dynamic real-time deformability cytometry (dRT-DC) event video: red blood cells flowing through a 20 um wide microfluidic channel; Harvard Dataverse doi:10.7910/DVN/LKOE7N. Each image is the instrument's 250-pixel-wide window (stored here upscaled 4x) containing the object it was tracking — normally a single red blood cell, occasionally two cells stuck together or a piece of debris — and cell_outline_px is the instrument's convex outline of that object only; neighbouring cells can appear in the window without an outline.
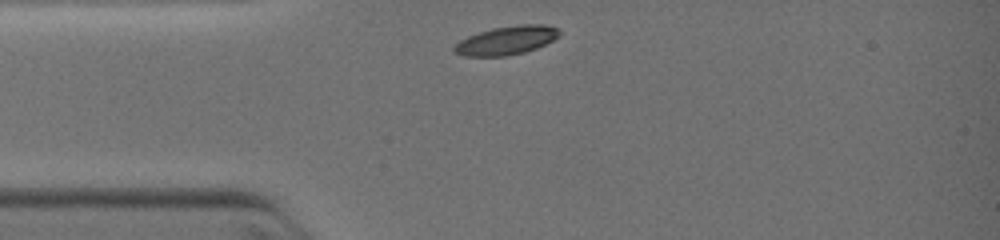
{"species": "common noctule bat (a hibernating species)", "species_latin": "Nyctalus noctula", "temperature_condition": "warm", "stored_images_in_passage": 19, "camera_frame_rate_fps": 3000, "um_per_image_px": 0.085, "animal": {"sex": "female", "body_mass_g": 19.0, "forearm_length_mm": 51.5}, "frame": {"image": 1, "passage_image": 1, "time_ms": 0.0, "image_size_px": [1000, 240], "cell_outline_px": [[560, 36], [536, 48], [524, 52], [508, 56], [464, 56], [452, 52], [452, 48], [460, 40], [468, 36], [492, 28], [520, 24], [544, 24], [556, 28], [560, 32]], "centroid_in_image_um": [43.02, 3.44], "position_along_channel_um": 42.0, "area_um2": 17.51}}
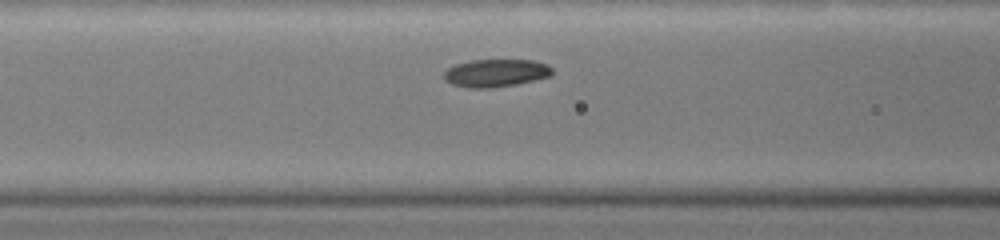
{"frame": {"image": 2, "passage_image": 12, "time_ms": 2.0, "image_size_px": [1000, 240], "cell_outline_px": [[552, 76], [516, 84], [492, 88], [468, 88], [452, 84], [444, 80], [444, 72], [448, 68], [456, 64], [472, 60], [532, 60], [548, 64], [552, 68]], "centroid_in_image_um": [42.15, 6.21], "position_along_channel_um": 124.5, "area_um2": 17.57}}
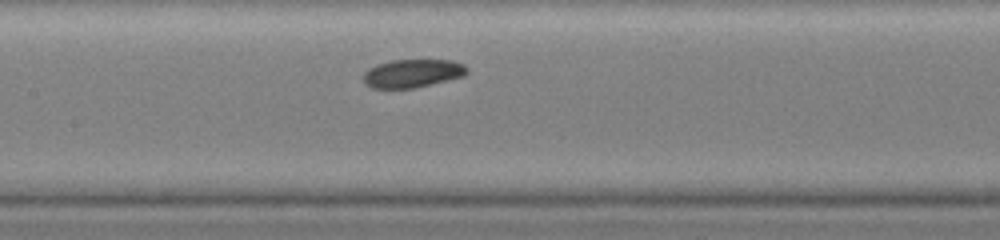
{"frame": {"image": 3, "passage_image": 17, "time_ms": 3.0, "image_size_px": [1000, 240], "cell_outline_px": [[468, 72], [464, 76], [416, 88], [372, 88], [364, 84], [364, 72], [368, 68], [376, 64], [392, 60], [452, 60], [464, 64], [468, 68]], "centroid_in_image_um": [35.07, 6.23], "position_along_channel_um": 172.3, "area_um2": 17.22}}